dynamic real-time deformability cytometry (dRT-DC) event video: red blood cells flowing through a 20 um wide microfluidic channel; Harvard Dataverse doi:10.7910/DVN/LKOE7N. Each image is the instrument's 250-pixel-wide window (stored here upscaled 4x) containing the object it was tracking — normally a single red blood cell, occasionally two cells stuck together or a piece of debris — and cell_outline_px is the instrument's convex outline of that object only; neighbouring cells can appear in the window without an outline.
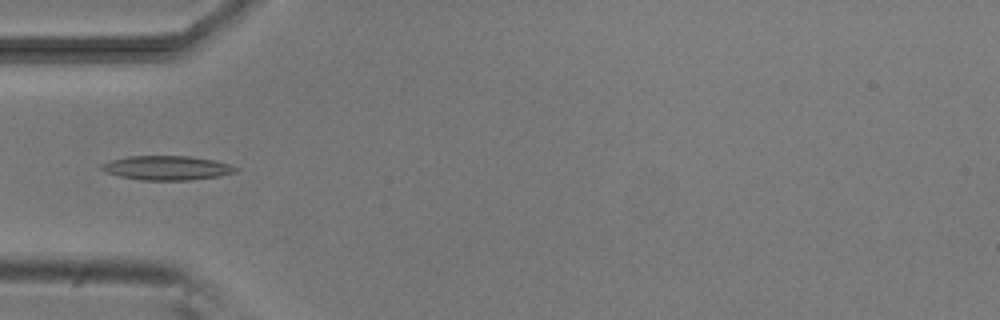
{"species": "common noctule bat (a hibernating species)", "species_latin": "Nyctalus noctula", "temperature_condition": "room temperature", "stored_images_in_passage": 3, "camera_frame_rate_fps": 3000, "um_per_image_px": 0.085, "animal": {"sex": "male", "body_mass_g": 20.5, "forearm_length_mm": 52.5}, "frame": {"image": 1, "passage_image": 3, "time_ms": 2.333, "image_size_px": [1000, 320], "cell_outline_px": [[240, 168], [236, 172], [220, 176], [188, 180], [140, 180], [120, 176], [104, 172], [100, 168], [100, 164], [112, 160], [128, 156], [188, 156], [216, 160]], "centroid_in_image_um": [14.19, 14.27], "position_along_channel_um": 70.8, "area_um2": 19.02}}